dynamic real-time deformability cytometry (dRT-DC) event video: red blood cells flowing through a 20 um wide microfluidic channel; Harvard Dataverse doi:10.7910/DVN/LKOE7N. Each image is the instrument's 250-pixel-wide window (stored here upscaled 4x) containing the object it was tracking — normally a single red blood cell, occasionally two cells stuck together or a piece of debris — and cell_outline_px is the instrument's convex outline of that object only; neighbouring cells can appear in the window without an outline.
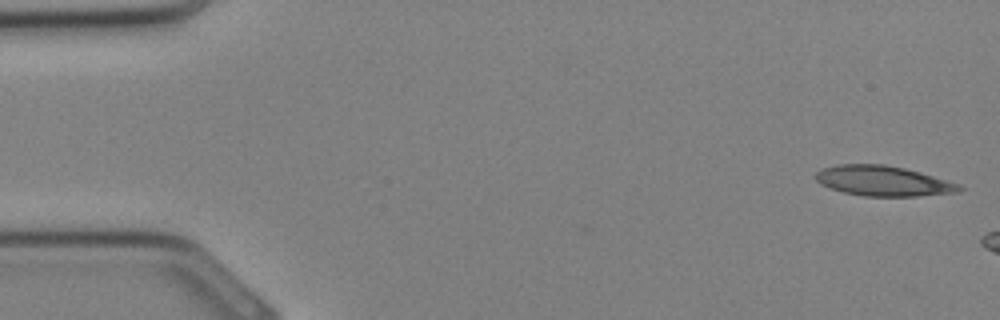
{"species": "Egyptian fruit bat (a non-hibernating species)", "species_latin": "Rousettus aegyptiacus", "temperature_condition": "cold", "stored_images_in_passage": 7, "camera_frame_rate_fps": 3000, "um_per_image_px": 0.085, "animal": {"sex": "female"}, "frame": {"image": 1, "passage_image": 1, "time_ms": 0.0, "image_size_px": [1000, 320], "cell_outline_px": [[964, 188], [960, 192], [916, 196], [864, 196], [844, 192], [820, 184], [816, 180], [816, 172], [820, 168], [836, 164], [884, 164], [904, 168], [920, 172], [960, 184]], "centroid_in_image_um": [75.06, 15.37], "position_along_channel_um": 9.9, "area_um2": 25.26}}